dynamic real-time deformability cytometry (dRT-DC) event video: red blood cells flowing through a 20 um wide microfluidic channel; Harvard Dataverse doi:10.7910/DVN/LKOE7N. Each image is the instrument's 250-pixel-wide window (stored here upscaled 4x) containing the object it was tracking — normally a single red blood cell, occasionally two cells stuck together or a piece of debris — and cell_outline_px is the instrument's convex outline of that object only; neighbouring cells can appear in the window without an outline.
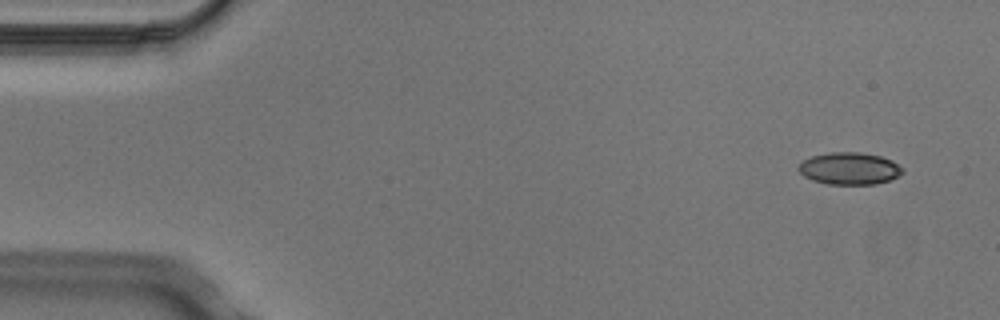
{"species": "Egyptian fruit bat (a non-hibernating species)", "species_latin": "Rousettus aegyptiacus", "temperature_condition": "cold", "stored_images_in_passage": 4, "camera_frame_rate_fps": 3000, "um_per_image_px": 0.085, "animal": {"sex": "male"}, "frame": {"image": 1, "passage_image": 1, "time_ms": 0.0, "image_size_px": [1000, 320], "cell_outline_px": [[904, 172], [888, 180], [876, 184], [828, 184], [812, 180], [804, 176], [796, 168], [804, 160], [812, 156], [828, 152], [860, 152], [880, 156], [892, 160], [904, 168]], "centroid_in_image_um": [72.2, 14.31], "position_along_channel_um": 12.8, "area_um2": 19.48}}
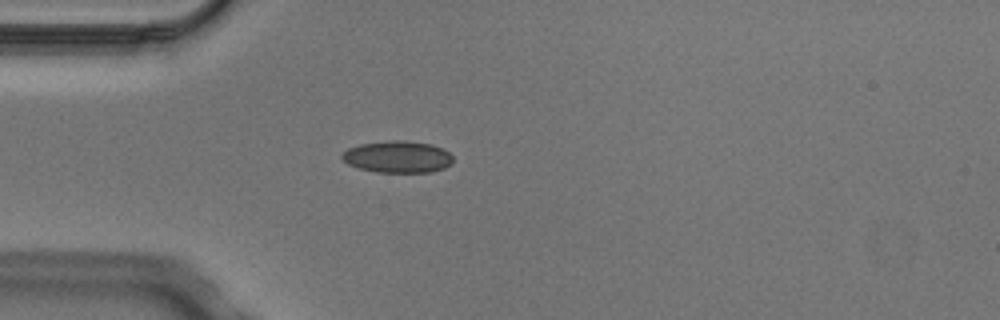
{"frame": {"image": 2, "passage_image": 4, "time_ms": 1.0, "image_size_px": [1000, 320], "cell_outline_px": [[452, 164], [444, 168], [432, 172], [376, 172], [360, 168], [348, 164], [340, 156], [348, 148], [360, 144], [392, 140], [404, 140], [432, 144], [448, 152], [452, 156]], "centroid_in_image_um": [33.81, 13.33], "position_along_channel_um": 51.2, "area_um2": 20.52}}